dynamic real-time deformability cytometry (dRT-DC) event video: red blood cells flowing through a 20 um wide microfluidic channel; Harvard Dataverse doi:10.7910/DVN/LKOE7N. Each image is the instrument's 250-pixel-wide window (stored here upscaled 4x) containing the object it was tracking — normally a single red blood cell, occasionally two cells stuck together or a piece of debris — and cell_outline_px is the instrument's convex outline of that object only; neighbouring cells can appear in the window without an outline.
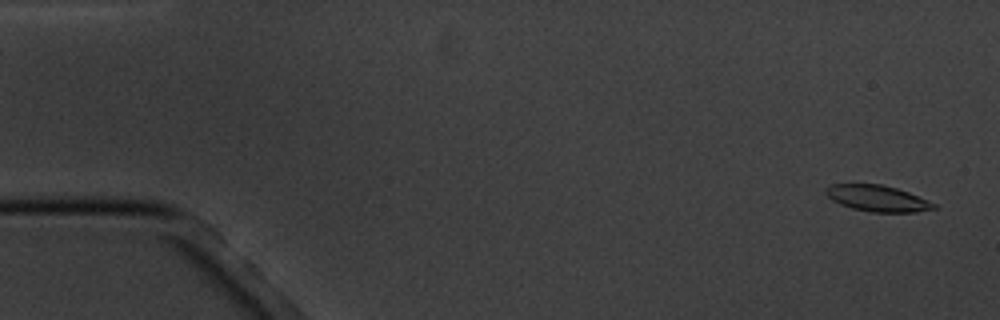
{"species": "common noctule bat (a hibernating species)", "species_latin": "Nyctalus noctula", "temperature_condition": "cold", "stored_images_in_passage": 5, "camera_frame_rate_fps": 3000, "um_per_image_px": 0.085, "animal": {"sex": "male", "body_mass_g": 20.1, "forearm_length_mm": 53.5}, "frame": {"image": 1, "passage_image": 1, "time_ms": 0.0, "image_size_px": [1000, 320], "cell_outline_px": [[940, 208], [916, 212], [872, 212], [852, 208], [840, 204], [832, 200], [824, 192], [824, 188], [832, 184], [880, 184], [896, 188], [908, 192], [936, 204]], "centroid_in_image_um": [74.58, 16.86], "position_along_channel_um": 10.4, "area_um2": 16.47}}
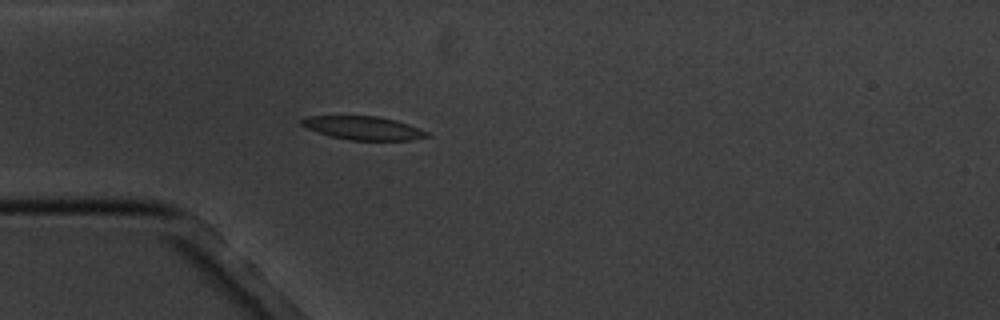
{"frame": {"image": 2, "passage_image": 5, "time_ms": 4.667, "image_size_px": [1000, 320], "cell_outline_px": [[432, 136], [412, 140], [352, 140], [332, 136], [308, 128], [300, 124], [300, 120], [308, 116], [376, 116], [396, 120], [408, 124], [428, 132]], "centroid_in_image_um": [30.93, 10.88], "position_along_channel_um": 54.1, "area_um2": 16.94}}